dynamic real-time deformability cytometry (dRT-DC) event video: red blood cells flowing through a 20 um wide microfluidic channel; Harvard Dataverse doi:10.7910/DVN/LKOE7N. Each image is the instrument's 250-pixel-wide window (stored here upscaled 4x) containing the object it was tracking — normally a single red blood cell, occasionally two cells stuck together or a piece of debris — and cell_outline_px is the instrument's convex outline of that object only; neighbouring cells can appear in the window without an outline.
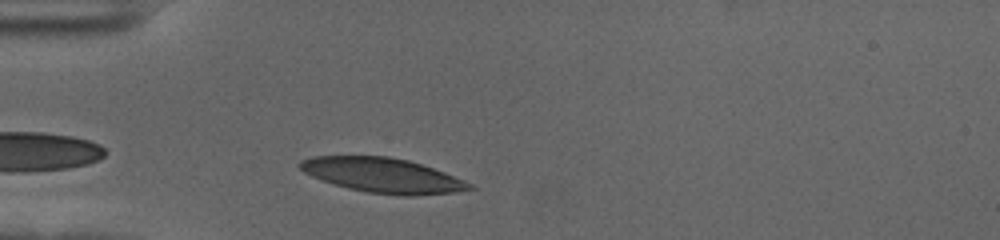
{"species": "human", "species_latin": "Homo sapiens", "temperature_condition": "cold", "stored_images_in_passage": 34, "camera_frame_rate_fps": 3000, "um_per_image_px": 0.085, "donor": {"sex": "female"}, "frame": {"image": 1, "passage_image": 3, "time_ms": 0.667, "image_size_px": [1000, 240], "cell_outline_px": [[476, 188], [456, 192], [412, 196], [404, 196], [368, 192], [348, 188], [312, 176], [304, 172], [296, 164], [300, 160], [312, 156], [388, 156], [408, 160], [444, 172], [464, 180], [472, 184]], "centroid_in_image_um": [32.53, 14.9], "position_along_channel_um": 52.5, "area_um2": 34.1}}
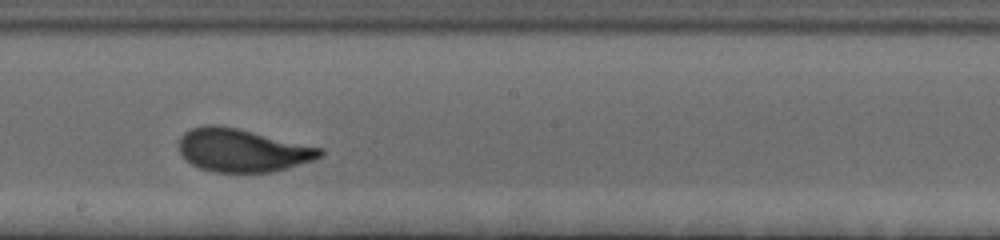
{"frame": {"image": 2, "passage_image": 19, "time_ms": 6.0, "image_size_px": [1000, 240], "cell_outline_px": [[324, 152], [320, 156], [312, 160], [288, 168], [272, 172], [212, 172], [200, 168], [192, 164], [180, 152], [180, 136], [184, 132], [192, 128], [208, 124], [216, 124], [236, 128], [324, 148]], "centroid_in_image_um": [20.61, 12.77], "position_along_channel_um": 227.6, "area_um2": 35.2}}
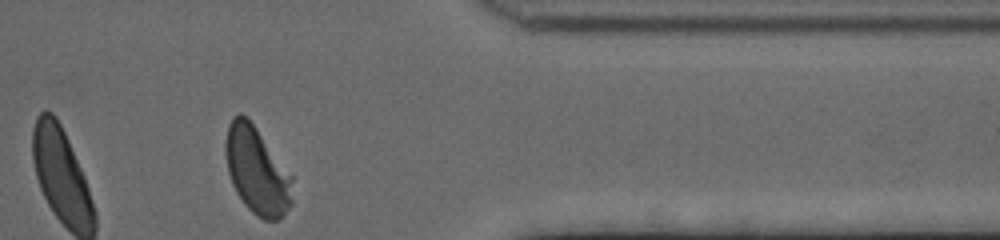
{"frame": {"image": 3, "passage_image": 34, "time_ms": 11.0, "image_size_px": [1000, 240], "cell_outline_px": [[292, 204], [284, 216], [280, 220], [264, 220], [256, 216], [244, 204], [236, 192], [232, 184], [228, 172], [224, 148], [224, 140], [228, 124], [232, 116], [240, 112], [248, 116], [292, 176]], "centroid_in_image_um": [21.82, 14.48], "position_along_channel_um": 389.6, "area_um2": 34.45}, "authors_computed_cell_mechanics": {"area_um2": 34.9401, "velocity_mm_per_s": 3.5264, "shape_relaxation_time_tau1_ms": 2.7465, "shape_relaxation_time_tau2_ms": 0.7591, "deformation_change_tau1": 0.1658, "deformation_change_tau2": 0.0644}}